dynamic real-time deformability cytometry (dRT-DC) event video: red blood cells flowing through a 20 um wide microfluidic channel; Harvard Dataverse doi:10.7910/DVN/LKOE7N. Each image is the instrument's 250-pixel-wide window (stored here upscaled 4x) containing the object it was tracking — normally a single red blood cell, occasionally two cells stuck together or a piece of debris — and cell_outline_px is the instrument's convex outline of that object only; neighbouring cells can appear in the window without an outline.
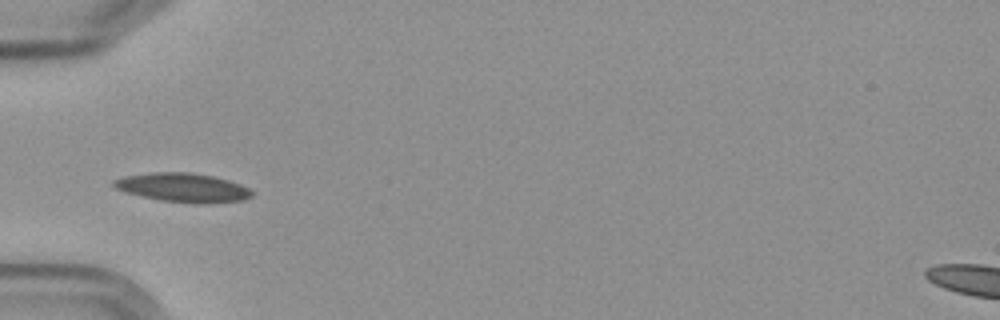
{"species": "Egyptian fruit bat (a non-hibernating species)", "species_latin": "Rousettus aegyptiacus", "temperature_condition": "cold", "stored_images_in_passage": 5, "camera_frame_rate_fps": 3000, "um_per_image_px": 0.085, "frame": {"image": 1, "passage_image": 5, "time_ms": 4.667, "image_size_px": [1000, 320], "cell_outline_px": [[252, 196], [244, 200], [208, 204], [196, 204], [160, 200], [124, 192], [116, 188], [112, 184], [112, 180], [124, 176], [152, 172], [192, 172], [212, 176], [228, 180], [240, 184], [248, 188], [252, 192]], "centroid_in_image_um": [15.54, 15.95], "position_along_channel_um": 69.5, "area_um2": 23.47}}